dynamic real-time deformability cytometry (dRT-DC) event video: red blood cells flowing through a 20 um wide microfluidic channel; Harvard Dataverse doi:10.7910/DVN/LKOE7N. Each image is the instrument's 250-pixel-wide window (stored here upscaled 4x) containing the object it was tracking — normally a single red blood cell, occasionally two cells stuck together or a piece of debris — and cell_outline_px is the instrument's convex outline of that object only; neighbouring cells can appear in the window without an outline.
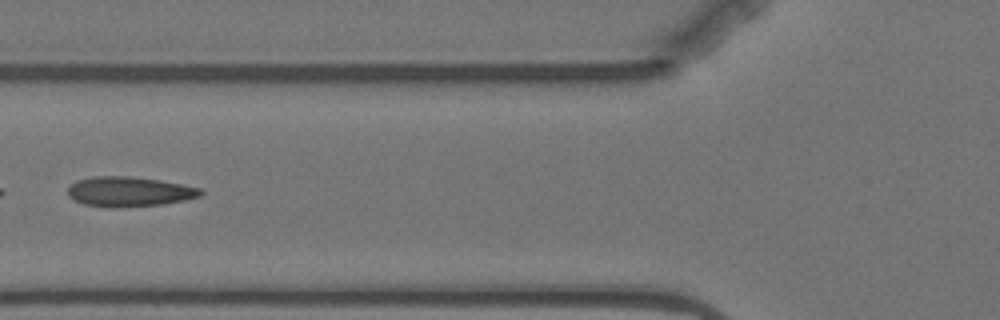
{"species": "Egyptian fruit bat (a non-hibernating species)", "species_latin": "Rousettus aegyptiacus", "temperature_condition": "warm", "stored_images_in_passage": 14, "camera_frame_rate_fps": 3000, "um_per_image_px": 0.085, "animal": {"sex": "female"}, "frame": {"image": 1, "passage_image": 5, "time_ms": 5.667, "image_size_px": [1000, 320], "cell_outline_px": [[204, 192], [200, 196], [184, 200], [164, 204], [120, 208], [112, 208], [84, 204], [68, 196], [68, 188], [76, 180], [92, 176], [128, 176], [160, 180], [200, 188]], "centroid_in_image_um": [10.97, 16.29], "position_along_channel_um": 114.8, "area_um2": 23.18}}
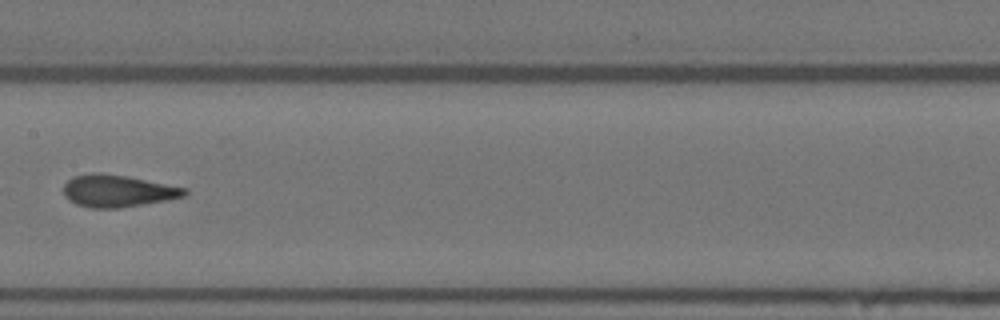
{"frame": {"image": 2, "passage_image": 7, "time_ms": 8.0, "image_size_px": [1000, 320], "cell_outline_px": [[188, 192], [184, 196], [168, 200], [116, 208], [92, 208], [76, 204], [68, 200], [64, 196], [64, 184], [72, 176], [92, 172], [124, 176], [188, 188]], "centroid_in_image_um": [9.97, 16.23], "position_along_channel_um": 197.4, "area_um2": 22.48}}
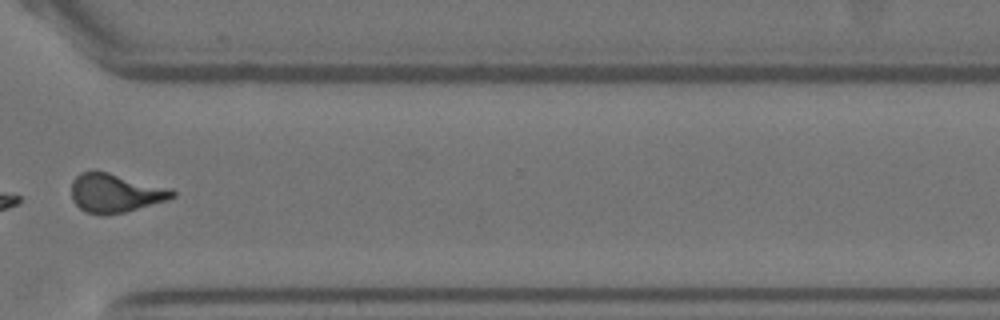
{"frame": {"image": 3, "passage_image": 11, "time_ms": 12.667, "image_size_px": [1000, 320], "cell_outline_px": [[176, 196], [168, 200], [124, 212], [108, 216], [100, 216], [84, 212], [72, 200], [72, 180], [80, 172], [92, 168], [172, 188], [176, 192]], "centroid_in_image_um": [9.78, 16.4], "position_along_channel_um": 360.8, "area_um2": 23.47}, "authors_computed_cell_mechanics": {"area_um2": 23.3223, "velocity_mm_per_s": 3.5062, "shape_relaxation_time_tau1_ms": 6.5722, "shape_relaxation_time_tau2_ms": null, "deformation_change_tau1": 0.1323, "deformation_change_tau2": null}}